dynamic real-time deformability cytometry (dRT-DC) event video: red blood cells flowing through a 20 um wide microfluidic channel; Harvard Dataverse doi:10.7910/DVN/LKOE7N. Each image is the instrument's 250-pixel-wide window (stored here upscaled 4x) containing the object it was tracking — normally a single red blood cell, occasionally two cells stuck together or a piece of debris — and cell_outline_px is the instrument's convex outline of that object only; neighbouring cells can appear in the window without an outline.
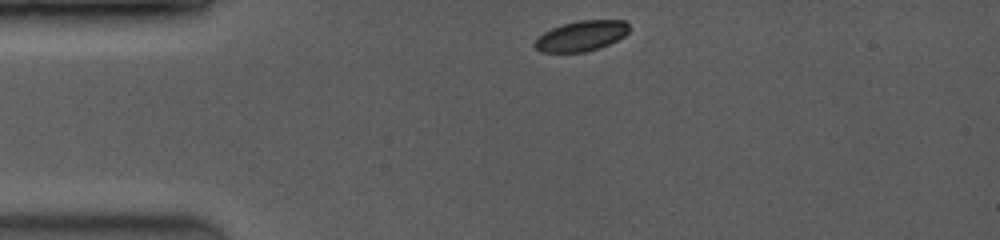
{"species": "common noctule bat (a hibernating species)", "species_latin": "Nyctalus noctula", "temperature_condition": "room temperature", "stored_images_in_passage": 16, "camera_frame_rate_fps": 3500, "um_per_image_px": 0.085, "animal": {"sex": "female", "body_mass_g": 19.0, "forearm_length_mm": 53.3}, "frame": {"image": 1, "passage_image": 1, "time_ms": 0.0, "image_size_px": [1000, 240], "cell_outline_px": [[628, 32], [624, 36], [600, 48], [584, 52], [540, 52], [532, 44], [544, 32], [552, 28], [564, 24], [580, 20], [624, 20], [628, 24]], "centroid_in_image_um": [49.4, 3.06], "position_along_channel_um": 35.6, "area_um2": 16.53}}
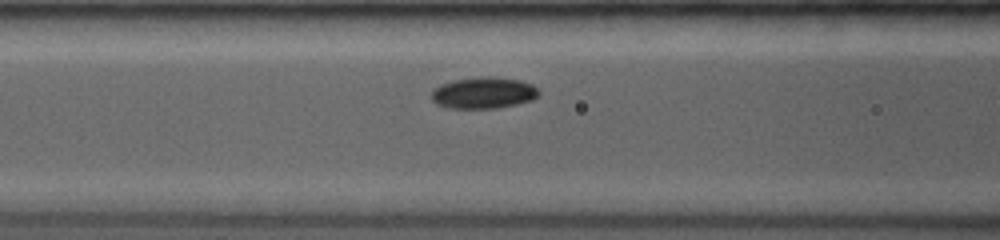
{"frame": {"image": 2, "passage_image": 7, "time_ms": 3.143, "image_size_px": [1000, 240], "cell_outline_px": [[540, 92], [532, 100], [516, 104], [496, 108], [448, 108], [436, 104], [432, 100], [432, 92], [440, 84], [456, 80], [480, 76], [496, 76], [520, 80], [532, 84]], "centroid_in_image_um": [41.11, 7.88], "position_along_channel_um": 125.5, "area_um2": 19.65}}
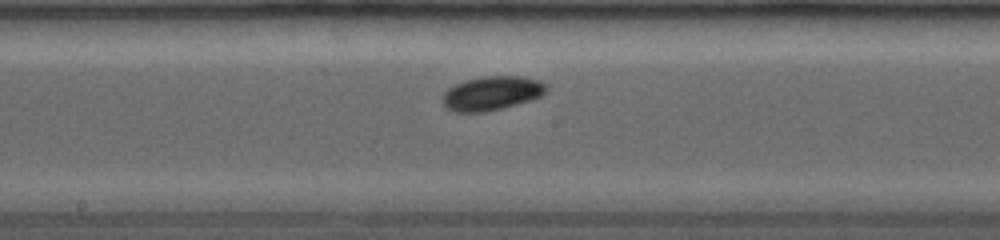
{"frame": {"image": 3, "passage_image": 14, "time_ms": 5.143, "image_size_px": [1000, 240], "cell_outline_px": [[548, 88], [540, 96], [532, 100], [484, 112], [456, 112], [448, 108], [440, 100], [440, 96], [448, 88], [464, 80], [484, 76], [520, 76], [540, 80], [548, 84]], "centroid_in_image_um": [41.79, 7.91], "position_along_channel_um": 206.4, "area_um2": 20.69}}